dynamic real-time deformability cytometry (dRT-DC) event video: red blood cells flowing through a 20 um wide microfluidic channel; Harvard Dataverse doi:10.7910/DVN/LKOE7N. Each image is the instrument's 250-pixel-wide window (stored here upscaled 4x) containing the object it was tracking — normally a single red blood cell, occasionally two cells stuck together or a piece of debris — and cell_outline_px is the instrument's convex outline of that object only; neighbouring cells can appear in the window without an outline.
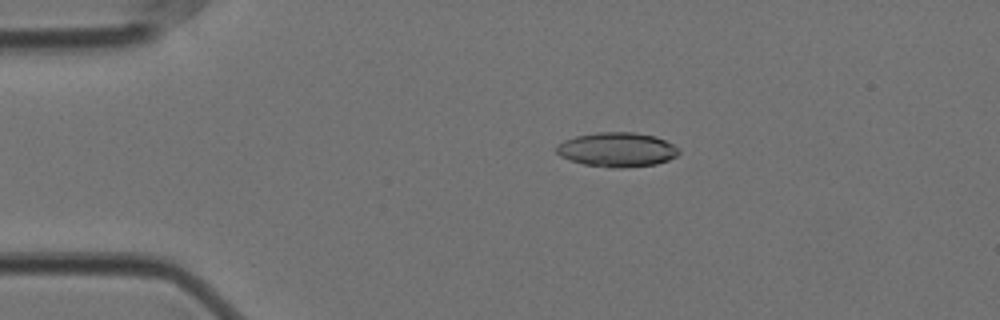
{"species": "Egyptian fruit bat (a non-hibernating species)", "species_latin": "Rousettus aegyptiacus", "temperature_condition": "cold", "stored_images_in_passage": 57, "camera_frame_rate_fps": 3000, "um_per_image_px": 0.085, "animal": {"sex": "female"}, "frame": {"image": 1, "passage_image": 11, "time_ms": 3.333, "image_size_px": [1000, 320], "cell_outline_px": [[680, 152], [676, 156], [668, 160], [656, 164], [620, 168], [608, 168], [584, 164], [560, 156], [556, 152], [556, 144], [564, 140], [576, 136], [596, 132], [632, 132], [656, 136], [680, 148]], "centroid_in_image_um": [52.45, 12.71], "position_along_channel_um": 32.6, "area_um2": 24.62}}
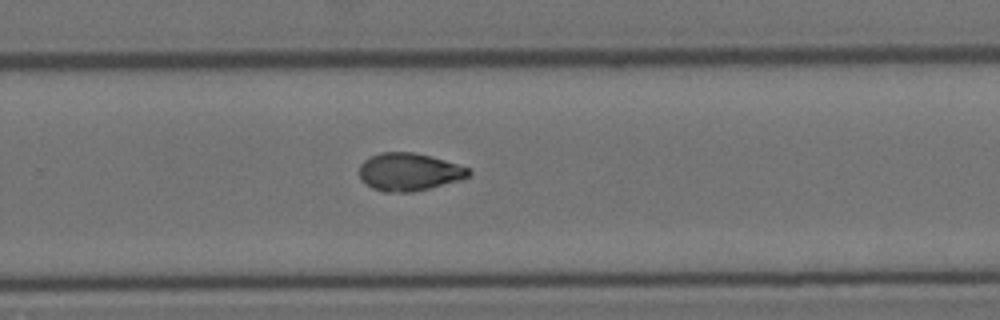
{"frame": {"image": 2, "passage_image": 37, "time_ms": 12.0, "image_size_px": [1000, 320], "cell_outline_px": [[472, 172], [468, 176], [460, 180], [412, 192], [384, 192], [372, 188], [360, 180], [360, 164], [364, 160], [380, 152], [412, 152], [444, 160], [468, 168]], "centroid_in_image_um": [34.73, 14.62], "position_along_channel_um": 295.1, "area_um2": 23.81}}
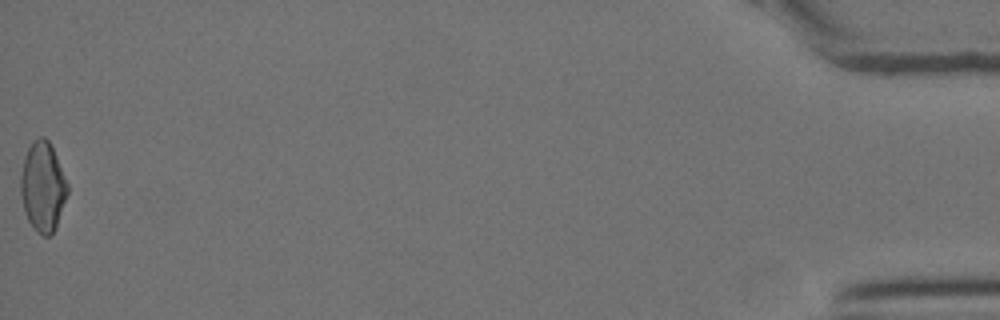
{"frame": {"image": 3, "passage_image": 57, "time_ms": 18.667, "image_size_px": [1000, 320], "cell_outline_px": [[68, 192], [56, 228], [48, 236], [44, 236], [28, 220], [24, 208], [20, 192], [20, 176], [24, 160], [28, 148], [32, 140], [40, 136], [44, 136], [48, 140], [56, 156], [68, 184]], "centroid_in_image_um": [3.64, 15.83], "position_along_channel_um": 431.6, "area_um2": 24.1}, "authors_computed_cell_mechanics": {"area_um2": 23.8136, "velocity_mm_per_s": 3.5351, "shape_relaxation_time_tau1_ms": 9.4884, "shape_relaxation_time_tau2_ms": 4.3526, "deformation_change_tau1": 0.1937, "deformation_change_tau2": 0.0757}}